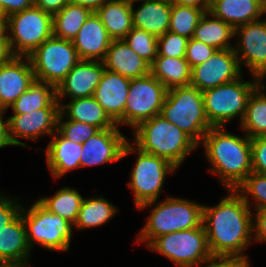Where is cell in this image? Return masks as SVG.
<instances>
[{"mask_svg":"<svg viewBox=\"0 0 266 267\" xmlns=\"http://www.w3.org/2000/svg\"><path fill=\"white\" fill-rule=\"evenodd\" d=\"M214 207L203 205L202 224L211 255L248 258L243 251L253 240L252 212L235 189H228ZM252 233V234H251Z\"/></svg>","mask_w":266,"mask_h":267,"instance_id":"6da1fadb","label":"cell"},{"mask_svg":"<svg viewBox=\"0 0 266 267\" xmlns=\"http://www.w3.org/2000/svg\"><path fill=\"white\" fill-rule=\"evenodd\" d=\"M224 127H211L204 135L205 155L212 165L210 172L219 175L222 185L236 187L252 172L251 138L227 133Z\"/></svg>","mask_w":266,"mask_h":267,"instance_id":"7a4b0ae2","label":"cell"},{"mask_svg":"<svg viewBox=\"0 0 266 267\" xmlns=\"http://www.w3.org/2000/svg\"><path fill=\"white\" fill-rule=\"evenodd\" d=\"M134 145L142 152L162 157L177 169L198 145L161 114L134 129Z\"/></svg>","mask_w":266,"mask_h":267,"instance_id":"3957f363","label":"cell"},{"mask_svg":"<svg viewBox=\"0 0 266 267\" xmlns=\"http://www.w3.org/2000/svg\"><path fill=\"white\" fill-rule=\"evenodd\" d=\"M161 115L188 135L197 145L212 127L207 119L203 94L192 86L167 90Z\"/></svg>","mask_w":266,"mask_h":267,"instance_id":"277c9868","label":"cell"},{"mask_svg":"<svg viewBox=\"0 0 266 267\" xmlns=\"http://www.w3.org/2000/svg\"><path fill=\"white\" fill-rule=\"evenodd\" d=\"M203 220V205L176 197H168L154 205L147 223L137 237V243L148 245L154 238L200 227Z\"/></svg>","mask_w":266,"mask_h":267,"instance_id":"5b68a950","label":"cell"},{"mask_svg":"<svg viewBox=\"0 0 266 267\" xmlns=\"http://www.w3.org/2000/svg\"><path fill=\"white\" fill-rule=\"evenodd\" d=\"M137 152L138 158L131 171L129 187L134 192V203L137 209H144L158 201L166 175L177 169L166 159L142 152L128 141L123 151V158L132 152Z\"/></svg>","mask_w":266,"mask_h":267,"instance_id":"8992f818","label":"cell"},{"mask_svg":"<svg viewBox=\"0 0 266 267\" xmlns=\"http://www.w3.org/2000/svg\"><path fill=\"white\" fill-rule=\"evenodd\" d=\"M255 81H242V76L226 84L208 89L203 94L205 113L212 127H225L224 124L246 113L247 101L253 90L262 83L254 76Z\"/></svg>","mask_w":266,"mask_h":267,"instance_id":"52a82bcc","label":"cell"},{"mask_svg":"<svg viewBox=\"0 0 266 267\" xmlns=\"http://www.w3.org/2000/svg\"><path fill=\"white\" fill-rule=\"evenodd\" d=\"M21 215L26 228L29 247L38 243L48 250L67 251L72 237V224L49 212L38 201L30 209L22 206Z\"/></svg>","mask_w":266,"mask_h":267,"instance_id":"ba28073f","label":"cell"},{"mask_svg":"<svg viewBox=\"0 0 266 267\" xmlns=\"http://www.w3.org/2000/svg\"><path fill=\"white\" fill-rule=\"evenodd\" d=\"M35 80L58 86L80 61L74 44L51 36L29 56Z\"/></svg>","mask_w":266,"mask_h":267,"instance_id":"9c48e42d","label":"cell"},{"mask_svg":"<svg viewBox=\"0 0 266 267\" xmlns=\"http://www.w3.org/2000/svg\"><path fill=\"white\" fill-rule=\"evenodd\" d=\"M7 18L8 39L14 56H29L53 35V16L35 5Z\"/></svg>","mask_w":266,"mask_h":267,"instance_id":"30bf717a","label":"cell"},{"mask_svg":"<svg viewBox=\"0 0 266 267\" xmlns=\"http://www.w3.org/2000/svg\"><path fill=\"white\" fill-rule=\"evenodd\" d=\"M146 246L169 258L178 267L198 266L211 255L203 224L154 238Z\"/></svg>","mask_w":266,"mask_h":267,"instance_id":"8fae6325","label":"cell"},{"mask_svg":"<svg viewBox=\"0 0 266 267\" xmlns=\"http://www.w3.org/2000/svg\"><path fill=\"white\" fill-rule=\"evenodd\" d=\"M167 88L150 73L131 79L124 112V125L136 128L141 122L161 114Z\"/></svg>","mask_w":266,"mask_h":267,"instance_id":"7c38bea8","label":"cell"},{"mask_svg":"<svg viewBox=\"0 0 266 267\" xmlns=\"http://www.w3.org/2000/svg\"><path fill=\"white\" fill-rule=\"evenodd\" d=\"M241 71L233 48L217 50L208 60L191 68L190 86L204 92L240 78Z\"/></svg>","mask_w":266,"mask_h":267,"instance_id":"4fadbf2b","label":"cell"},{"mask_svg":"<svg viewBox=\"0 0 266 267\" xmlns=\"http://www.w3.org/2000/svg\"><path fill=\"white\" fill-rule=\"evenodd\" d=\"M240 41L234 46L239 64H246L252 76L263 80L266 76V23L263 20L249 22L235 28ZM240 53V54H239Z\"/></svg>","mask_w":266,"mask_h":267,"instance_id":"5bb4252c","label":"cell"},{"mask_svg":"<svg viewBox=\"0 0 266 267\" xmlns=\"http://www.w3.org/2000/svg\"><path fill=\"white\" fill-rule=\"evenodd\" d=\"M60 109H37L24 114H13L8 118V136L13 146L28 145L16 138L36 141L42 135L52 136L57 131Z\"/></svg>","mask_w":266,"mask_h":267,"instance_id":"9a60e30c","label":"cell"},{"mask_svg":"<svg viewBox=\"0 0 266 267\" xmlns=\"http://www.w3.org/2000/svg\"><path fill=\"white\" fill-rule=\"evenodd\" d=\"M127 142L117 125L99 130L82 143L80 168L119 161Z\"/></svg>","mask_w":266,"mask_h":267,"instance_id":"2e32d148","label":"cell"},{"mask_svg":"<svg viewBox=\"0 0 266 267\" xmlns=\"http://www.w3.org/2000/svg\"><path fill=\"white\" fill-rule=\"evenodd\" d=\"M105 70L103 61L80 60L56 87V99L69 96L70 100L91 97Z\"/></svg>","mask_w":266,"mask_h":267,"instance_id":"e0dca14e","label":"cell"},{"mask_svg":"<svg viewBox=\"0 0 266 267\" xmlns=\"http://www.w3.org/2000/svg\"><path fill=\"white\" fill-rule=\"evenodd\" d=\"M24 58V60H23ZM35 76L28 57L14 56L0 65V109L7 110L28 90Z\"/></svg>","mask_w":266,"mask_h":267,"instance_id":"ac0fdd59","label":"cell"},{"mask_svg":"<svg viewBox=\"0 0 266 267\" xmlns=\"http://www.w3.org/2000/svg\"><path fill=\"white\" fill-rule=\"evenodd\" d=\"M131 79L104 70L93 97L116 125L124 124V112Z\"/></svg>","mask_w":266,"mask_h":267,"instance_id":"d6986e66","label":"cell"},{"mask_svg":"<svg viewBox=\"0 0 266 267\" xmlns=\"http://www.w3.org/2000/svg\"><path fill=\"white\" fill-rule=\"evenodd\" d=\"M111 41L101 19L95 12H92L73 38L72 43L80 60L103 61Z\"/></svg>","mask_w":266,"mask_h":267,"instance_id":"ffe728a7","label":"cell"},{"mask_svg":"<svg viewBox=\"0 0 266 267\" xmlns=\"http://www.w3.org/2000/svg\"><path fill=\"white\" fill-rule=\"evenodd\" d=\"M105 69L129 79H136L150 73V65L121 40H112L103 60Z\"/></svg>","mask_w":266,"mask_h":267,"instance_id":"44dd1931","label":"cell"},{"mask_svg":"<svg viewBox=\"0 0 266 267\" xmlns=\"http://www.w3.org/2000/svg\"><path fill=\"white\" fill-rule=\"evenodd\" d=\"M266 0H210L208 12L234 29L263 15Z\"/></svg>","mask_w":266,"mask_h":267,"instance_id":"7402d4cb","label":"cell"},{"mask_svg":"<svg viewBox=\"0 0 266 267\" xmlns=\"http://www.w3.org/2000/svg\"><path fill=\"white\" fill-rule=\"evenodd\" d=\"M52 138L46 149V162L51 174L57 179L70 170L80 168L82 144L67 140L58 131Z\"/></svg>","mask_w":266,"mask_h":267,"instance_id":"603a6c76","label":"cell"},{"mask_svg":"<svg viewBox=\"0 0 266 267\" xmlns=\"http://www.w3.org/2000/svg\"><path fill=\"white\" fill-rule=\"evenodd\" d=\"M133 27L142 29L155 37L164 35L169 30L172 3L161 0H145L133 9Z\"/></svg>","mask_w":266,"mask_h":267,"instance_id":"cb8c5ba5","label":"cell"},{"mask_svg":"<svg viewBox=\"0 0 266 267\" xmlns=\"http://www.w3.org/2000/svg\"><path fill=\"white\" fill-rule=\"evenodd\" d=\"M21 213L0 231V261L28 266L31 252Z\"/></svg>","mask_w":266,"mask_h":267,"instance_id":"d4e9b609","label":"cell"},{"mask_svg":"<svg viewBox=\"0 0 266 267\" xmlns=\"http://www.w3.org/2000/svg\"><path fill=\"white\" fill-rule=\"evenodd\" d=\"M60 112L66 115L68 120L90 124L99 130L116 125L93 96L72 99L67 104L61 103Z\"/></svg>","mask_w":266,"mask_h":267,"instance_id":"484cf974","label":"cell"},{"mask_svg":"<svg viewBox=\"0 0 266 267\" xmlns=\"http://www.w3.org/2000/svg\"><path fill=\"white\" fill-rule=\"evenodd\" d=\"M131 9L125 0H111L95 12L112 40L124 39L133 28Z\"/></svg>","mask_w":266,"mask_h":267,"instance_id":"4316f807","label":"cell"},{"mask_svg":"<svg viewBox=\"0 0 266 267\" xmlns=\"http://www.w3.org/2000/svg\"><path fill=\"white\" fill-rule=\"evenodd\" d=\"M9 108H12L14 114L29 113L37 109H60L56 99V87L34 80L28 90L22 93Z\"/></svg>","mask_w":266,"mask_h":267,"instance_id":"83f0119b","label":"cell"},{"mask_svg":"<svg viewBox=\"0 0 266 267\" xmlns=\"http://www.w3.org/2000/svg\"><path fill=\"white\" fill-rule=\"evenodd\" d=\"M150 74L167 89L189 86L191 82V68L185 57L175 58L157 55L150 65Z\"/></svg>","mask_w":266,"mask_h":267,"instance_id":"f1b7e54d","label":"cell"},{"mask_svg":"<svg viewBox=\"0 0 266 267\" xmlns=\"http://www.w3.org/2000/svg\"><path fill=\"white\" fill-rule=\"evenodd\" d=\"M234 36L235 29L232 26L207 11L201 16L192 38L211 45L217 50H224L233 48L229 40Z\"/></svg>","mask_w":266,"mask_h":267,"instance_id":"f546056e","label":"cell"},{"mask_svg":"<svg viewBox=\"0 0 266 267\" xmlns=\"http://www.w3.org/2000/svg\"><path fill=\"white\" fill-rule=\"evenodd\" d=\"M265 88L260 83L247 101L246 113L240 125L249 138L266 136V94L262 92Z\"/></svg>","mask_w":266,"mask_h":267,"instance_id":"4dcf8cb0","label":"cell"},{"mask_svg":"<svg viewBox=\"0 0 266 267\" xmlns=\"http://www.w3.org/2000/svg\"><path fill=\"white\" fill-rule=\"evenodd\" d=\"M81 194L69 187L61 188L52 197H40L37 201L49 212L54 213L75 224L83 201Z\"/></svg>","mask_w":266,"mask_h":267,"instance_id":"1f68e13d","label":"cell"},{"mask_svg":"<svg viewBox=\"0 0 266 267\" xmlns=\"http://www.w3.org/2000/svg\"><path fill=\"white\" fill-rule=\"evenodd\" d=\"M91 13L86 7L68 3L53 15V36L72 41Z\"/></svg>","mask_w":266,"mask_h":267,"instance_id":"d6a6232c","label":"cell"},{"mask_svg":"<svg viewBox=\"0 0 266 267\" xmlns=\"http://www.w3.org/2000/svg\"><path fill=\"white\" fill-rule=\"evenodd\" d=\"M117 213V207L104 197L83 199L78 218L73 225L75 229L97 227L105 224Z\"/></svg>","mask_w":266,"mask_h":267,"instance_id":"836d02e7","label":"cell"},{"mask_svg":"<svg viewBox=\"0 0 266 267\" xmlns=\"http://www.w3.org/2000/svg\"><path fill=\"white\" fill-rule=\"evenodd\" d=\"M204 13L205 11L203 9L172 3L168 31L190 39Z\"/></svg>","mask_w":266,"mask_h":267,"instance_id":"e575fe53","label":"cell"},{"mask_svg":"<svg viewBox=\"0 0 266 267\" xmlns=\"http://www.w3.org/2000/svg\"><path fill=\"white\" fill-rule=\"evenodd\" d=\"M124 41L149 65L158 55V38L142 29L133 27Z\"/></svg>","mask_w":266,"mask_h":267,"instance_id":"d590c367","label":"cell"},{"mask_svg":"<svg viewBox=\"0 0 266 267\" xmlns=\"http://www.w3.org/2000/svg\"><path fill=\"white\" fill-rule=\"evenodd\" d=\"M243 198L248 206L249 198L247 194L252 195L256 210L266 209V175L252 172L235 189Z\"/></svg>","mask_w":266,"mask_h":267,"instance_id":"8d00e7d4","label":"cell"},{"mask_svg":"<svg viewBox=\"0 0 266 267\" xmlns=\"http://www.w3.org/2000/svg\"><path fill=\"white\" fill-rule=\"evenodd\" d=\"M64 117L66 118V116L60 112L57 131L71 142L82 144L99 131L97 127L90 124L73 120L64 121Z\"/></svg>","mask_w":266,"mask_h":267,"instance_id":"74e56055","label":"cell"},{"mask_svg":"<svg viewBox=\"0 0 266 267\" xmlns=\"http://www.w3.org/2000/svg\"><path fill=\"white\" fill-rule=\"evenodd\" d=\"M189 38L167 31L158 37V55L165 57L183 58Z\"/></svg>","mask_w":266,"mask_h":267,"instance_id":"f35d334b","label":"cell"},{"mask_svg":"<svg viewBox=\"0 0 266 267\" xmlns=\"http://www.w3.org/2000/svg\"><path fill=\"white\" fill-rule=\"evenodd\" d=\"M216 51L215 47L190 38L186 48L185 59L189 67L193 68L208 60Z\"/></svg>","mask_w":266,"mask_h":267,"instance_id":"ab89813d","label":"cell"},{"mask_svg":"<svg viewBox=\"0 0 266 267\" xmlns=\"http://www.w3.org/2000/svg\"><path fill=\"white\" fill-rule=\"evenodd\" d=\"M252 170L266 175V136L251 138Z\"/></svg>","mask_w":266,"mask_h":267,"instance_id":"60d3db41","label":"cell"},{"mask_svg":"<svg viewBox=\"0 0 266 267\" xmlns=\"http://www.w3.org/2000/svg\"><path fill=\"white\" fill-rule=\"evenodd\" d=\"M15 201V202H14ZM22 206L11 197L0 195V231L4 226L11 223L21 212Z\"/></svg>","mask_w":266,"mask_h":267,"instance_id":"b9f144b4","label":"cell"},{"mask_svg":"<svg viewBox=\"0 0 266 267\" xmlns=\"http://www.w3.org/2000/svg\"><path fill=\"white\" fill-rule=\"evenodd\" d=\"M205 267H249L248 258L232 256V255H210L202 264ZM203 266V267H204Z\"/></svg>","mask_w":266,"mask_h":267,"instance_id":"7bdbcfd3","label":"cell"},{"mask_svg":"<svg viewBox=\"0 0 266 267\" xmlns=\"http://www.w3.org/2000/svg\"><path fill=\"white\" fill-rule=\"evenodd\" d=\"M252 219L253 234L252 237L255 241L264 242L266 241V209L256 210Z\"/></svg>","mask_w":266,"mask_h":267,"instance_id":"ee69618b","label":"cell"},{"mask_svg":"<svg viewBox=\"0 0 266 267\" xmlns=\"http://www.w3.org/2000/svg\"><path fill=\"white\" fill-rule=\"evenodd\" d=\"M4 14L9 17L34 5V0H0Z\"/></svg>","mask_w":266,"mask_h":267,"instance_id":"f6af8a7d","label":"cell"},{"mask_svg":"<svg viewBox=\"0 0 266 267\" xmlns=\"http://www.w3.org/2000/svg\"><path fill=\"white\" fill-rule=\"evenodd\" d=\"M69 0H34V5L52 16L59 12Z\"/></svg>","mask_w":266,"mask_h":267,"instance_id":"bcb514c9","label":"cell"},{"mask_svg":"<svg viewBox=\"0 0 266 267\" xmlns=\"http://www.w3.org/2000/svg\"><path fill=\"white\" fill-rule=\"evenodd\" d=\"M5 110L0 109V148L12 145L8 136V119L3 121Z\"/></svg>","mask_w":266,"mask_h":267,"instance_id":"7dc6e473","label":"cell"},{"mask_svg":"<svg viewBox=\"0 0 266 267\" xmlns=\"http://www.w3.org/2000/svg\"><path fill=\"white\" fill-rule=\"evenodd\" d=\"M111 0H69L70 4L79 5L90 9L92 12H96L106 2Z\"/></svg>","mask_w":266,"mask_h":267,"instance_id":"c3c4849f","label":"cell"},{"mask_svg":"<svg viewBox=\"0 0 266 267\" xmlns=\"http://www.w3.org/2000/svg\"><path fill=\"white\" fill-rule=\"evenodd\" d=\"M13 57L9 39H0V65L9 62Z\"/></svg>","mask_w":266,"mask_h":267,"instance_id":"681fc988","label":"cell"},{"mask_svg":"<svg viewBox=\"0 0 266 267\" xmlns=\"http://www.w3.org/2000/svg\"><path fill=\"white\" fill-rule=\"evenodd\" d=\"M210 0H175L173 3L181 6H188L203 9L205 12L209 9Z\"/></svg>","mask_w":266,"mask_h":267,"instance_id":"f907efd6","label":"cell"},{"mask_svg":"<svg viewBox=\"0 0 266 267\" xmlns=\"http://www.w3.org/2000/svg\"><path fill=\"white\" fill-rule=\"evenodd\" d=\"M8 18L6 15H0V39H8Z\"/></svg>","mask_w":266,"mask_h":267,"instance_id":"816d5d0a","label":"cell"},{"mask_svg":"<svg viewBox=\"0 0 266 267\" xmlns=\"http://www.w3.org/2000/svg\"><path fill=\"white\" fill-rule=\"evenodd\" d=\"M0 267H27V266L11 261H0Z\"/></svg>","mask_w":266,"mask_h":267,"instance_id":"f5cc1de1","label":"cell"},{"mask_svg":"<svg viewBox=\"0 0 266 267\" xmlns=\"http://www.w3.org/2000/svg\"><path fill=\"white\" fill-rule=\"evenodd\" d=\"M128 4H133L134 2H143V1H145V0H125Z\"/></svg>","mask_w":266,"mask_h":267,"instance_id":"db71d44e","label":"cell"},{"mask_svg":"<svg viewBox=\"0 0 266 267\" xmlns=\"http://www.w3.org/2000/svg\"><path fill=\"white\" fill-rule=\"evenodd\" d=\"M263 14H264V15L266 14V1H265V3H264V6H263ZM265 23H266V21H265Z\"/></svg>","mask_w":266,"mask_h":267,"instance_id":"11a10c76","label":"cell"},{"mask_svg":"<svg viewBox=\"0 0 266 267\" xmlns=\"http://www.w3.org/2000/svg\"><path fill=\"white\" fill-rule=\"evenodd\" d=\"M0 15H5L1 5H0Z\"/></svg>","mask_w":266,"mask_h":267,"instance_id":"9f6ffc18","label":"cell"},{"mask_svg":"<svg viewBox=\"0 0 266 267\" xmlns=\"http://www.w3.org/2000/svg\"><path fill=\"white\" fill-rule=\"evenodd\" d=\"M161 1H166V2H169V3H173L175 0H161Z\"/></svg>","mask_w":266,"mask_h":267,"instance_id":"6f0895ef","label":"cell"}]
</instances>
